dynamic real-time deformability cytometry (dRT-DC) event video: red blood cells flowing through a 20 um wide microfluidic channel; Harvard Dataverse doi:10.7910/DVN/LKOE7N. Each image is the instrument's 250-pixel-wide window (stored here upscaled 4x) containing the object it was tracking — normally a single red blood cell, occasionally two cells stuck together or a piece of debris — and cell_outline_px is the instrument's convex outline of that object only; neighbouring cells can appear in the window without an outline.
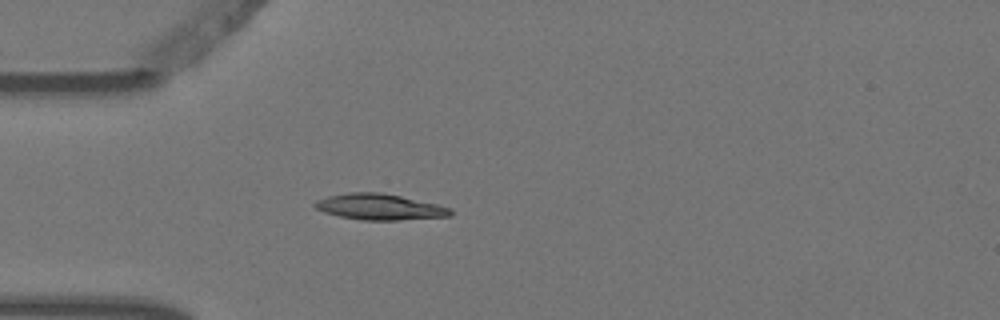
{"species": "Egyptian fruit bat (a non-hibernating species)", "species_latin": "Rousettus aegyptiacus", "temperature_condition": "warm", "stored_images_in_passage": 2, "camera_frame_rate_fps": 3000, "um_per_image_px": 0.085, "animal": {"sex": "female"}, "frame": {"image": 1, "passage_image": 2, "time_ms": 0.333, "image_size_px": [1000, 320], "cell_outline_px": [[452, 216], [400, 220], [360, 220], [340, 216], [324, 212], [316, 208], [312, 204], [316, 200], [328, 196], [348, 192], [380, 192], [400, 196], [436, 204], [452, 208]], "centroid_in_image_um": [32.26, 17.59], "position_along_channel_um": 52.7, "area_um2": 20.52}}